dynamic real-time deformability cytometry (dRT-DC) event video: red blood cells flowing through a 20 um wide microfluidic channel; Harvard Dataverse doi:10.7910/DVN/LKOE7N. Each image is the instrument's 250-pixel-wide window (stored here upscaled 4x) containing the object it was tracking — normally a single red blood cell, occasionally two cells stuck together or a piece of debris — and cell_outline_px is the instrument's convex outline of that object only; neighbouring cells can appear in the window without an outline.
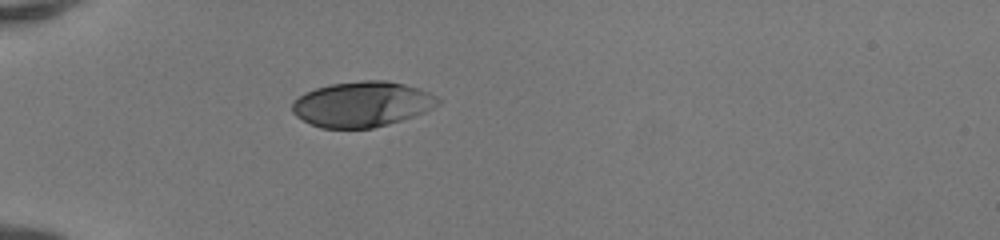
{"species": "human", "species_latin": "Homo sapiens", "temperature_condition": "room temperature", "stored_images_in_passage": 35, "camera_frame_rate_fps": 3000, "um_per_image_px": 0.085, "donor": {"sex": "female"}, "frame": {"image": 1, "passage_image": 1, "time_ms": 0.0, "image_size_px": [1000, 240], "cell_outline_px": [[440, 104], [424, 112], [388, 124], [372, 128], [320, 128], [296, 116], [292, 112], [292, 100], [304, 92], [328, 84], [360, 80], [384, 80], [404, 84], [420, 88], [436, 96], [440, 100]], "centroid_in_image_um": [30.75, 8.84], "position_along_channel_um": 54.3, "area_um2": 38.61}}
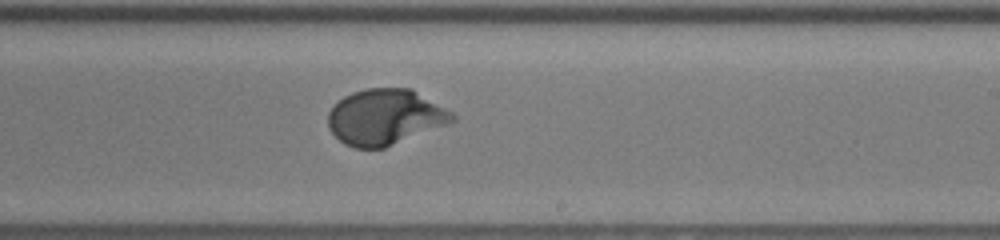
{"frame": {"image": 2, "passage_image": 17, "time_ms": 5.333, "image_size_px": [1000, 240], "cell_outline_px": [[456, 120], [448, 124], [384, 148], [356, 148], [344, 144], [328, 128], [328, 112], [344, 96], [352, 92], [368, 88], [412, 88], [452, 112], [456, 116]], "centroid_in_image_um": [32.74, 9.95], "position_along_channel_um": 256.3, "area_um2": 40.23}}
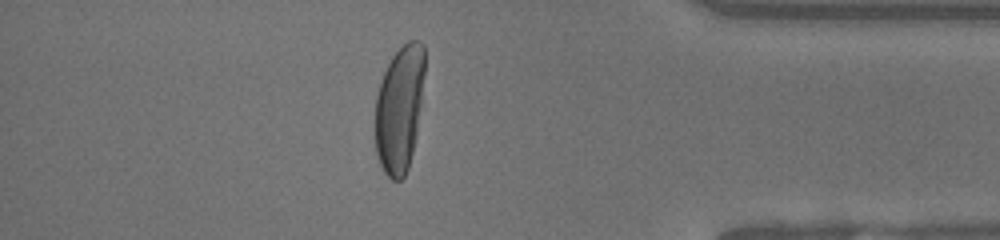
{"frame": {"image": 3, "passage_image": 29, "time_ms": 9.333, "image_size_px": [1000, 240], "cell_outline_px": [[424, 72], [420, 108], [416, 132], [412, 152], [408, 168], [404, 176], [400, 180], [392, 180], [384, 172], [380, 164], [376, 152], [376, 96], [384, 72], [392, 56], [408, 40], [420, 40], [424, 44]], "centroid_in_image_um": [33.96, 9.23], "position_along_channel_um": 401.2, "area_um2": 36.13}, "authors_computed_cell_mechanics": {"area_um2": 39.8242, "velocity_mm_per_s": 4.1684, "shape_relaxation_time_tau1_ms": 2.9069, "shape_relaxation_time_tau2_ms": null, "deformation_change_tau1": 0.2024, "deformation_change_tau2": null}}